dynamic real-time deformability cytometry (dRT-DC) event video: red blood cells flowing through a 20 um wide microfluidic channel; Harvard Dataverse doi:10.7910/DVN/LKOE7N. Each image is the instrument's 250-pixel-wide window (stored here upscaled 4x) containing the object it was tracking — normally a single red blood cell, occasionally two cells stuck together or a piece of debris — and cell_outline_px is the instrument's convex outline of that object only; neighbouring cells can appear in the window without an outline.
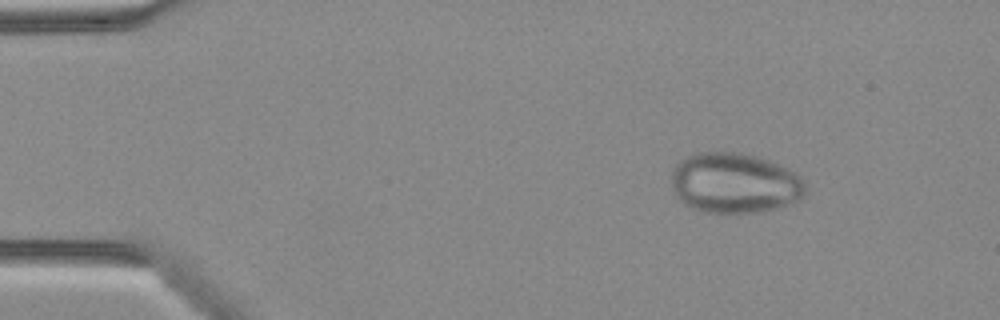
{"species": "Egyptian fruit bat (a non-hibernating species)", "species_latin": "Rousettus aegyptiacus", "temperature_condition": "warm", "stored_images_in_passage": 47, "camera_frame_rate_fps": 3000, "um_per_image_px": 0.085, "animal": {"sex": "female"}, "frame": {"image": 1, "passage_image": 6, "time_ms": 1.667, "image_size_px": [1000, 320], "cell_outline_px": [[804, 196], [800, 200], [776, 208], [756, 212], [704, 212], [692, 208], [684, 204], [676, 196], [672, 188], [672, 172], [676, 164], [680, 160], [696, 152], [740, 152], [756, 156], [780, 164], [800, 176], [804, 180]], "centroid_in_image_um": [62.43, 15.55], "position_along_channel_um": 22.6, "area_um2": 47.16}}
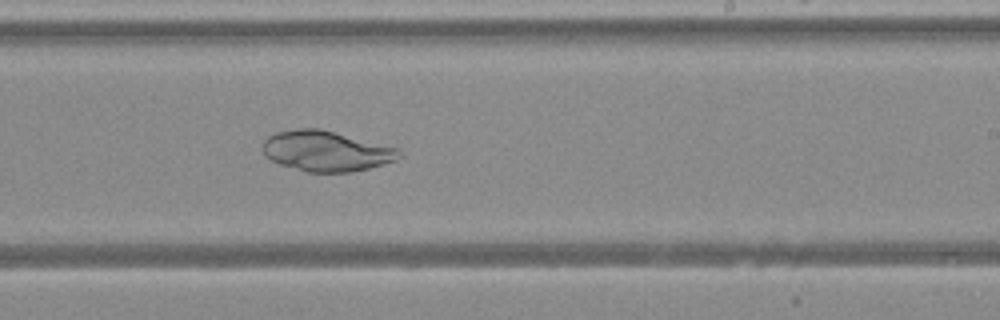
{"frame": {"image": 2, "passage_image": 29, "time_ms": 9.333, "image_size_px": [1000, 320], "cell_outline_px": [[400, 156], [396, 160], [384, 164], [352, 172], [308, 172], [280, 164], [264, 156], [264, 140], [268, 136], [276, 132], [296, 128], [320, 128], [400, 148]], "centroid_in_image_um": [27.74, 12.83], "position_along_channel_um": 261.3, "area_um2": 32.14}}
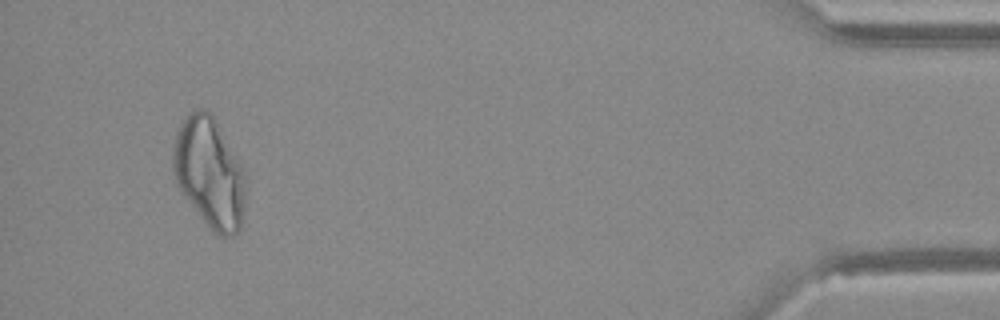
{"frame": {"image": 3, "passage_image": 45, "time_ms": 14.667, "image_size_px": [1000, 320], "cell_outline_px": [[244, 208], [240, 232], [232, 236], [216, 236], [212, 232], [176, 184], [172, 168], [172, 156], [176, 132], [180, 124], [196, 108], [204, 108], [216, 120], [240, 164], [244, 172]], "centroid_in_image_um": [17.79, 14.72], "position_along_channel_um": 417.4, "area_um2": 46.24}}